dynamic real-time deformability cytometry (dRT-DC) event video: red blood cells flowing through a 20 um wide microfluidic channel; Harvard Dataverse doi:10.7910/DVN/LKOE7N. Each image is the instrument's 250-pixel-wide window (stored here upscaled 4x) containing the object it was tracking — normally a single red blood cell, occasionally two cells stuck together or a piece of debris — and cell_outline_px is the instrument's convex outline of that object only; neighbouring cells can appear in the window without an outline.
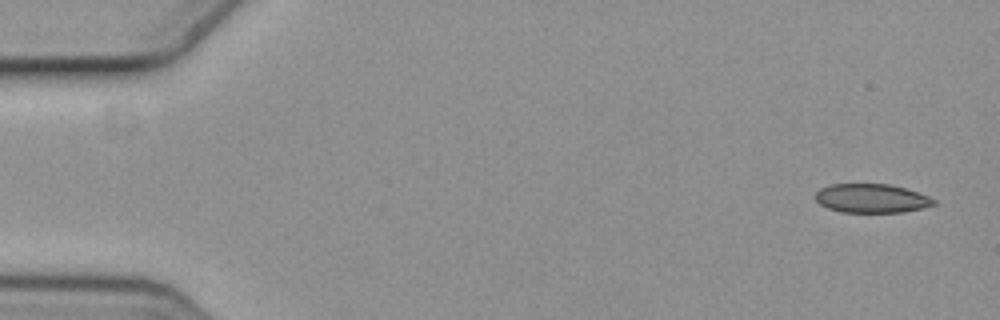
{"species": "common noctule bat (a hibernating species)", "species_latin": "Nyctalus noctula", "temperature_condition": "cold", "stored_images_in_passage": 8, "camera_frame_rate_fps": 3000, "um_per_image_px": 0.085, "animal": {"sex": "female", "body_mass_g": 19.3, "forearm_length_mm": 54.1}, "frame": {"image": 1, "passage_image": 1, "time_ms": 0.0, "image_size_px": [1000, 320], "cell_outline_px": [[936, 204], [904, 212], [840, 212], [828, 208], [820, 204], [816, 200], [816, 192], [820, 188], [832, 184], [888, 184], [904, 188], [928, 196], [936, 200]], "centroid_in_image_um": [74.06, 16.86], "position_along_channel_um": 10.9, "area_um2": 19.77}}
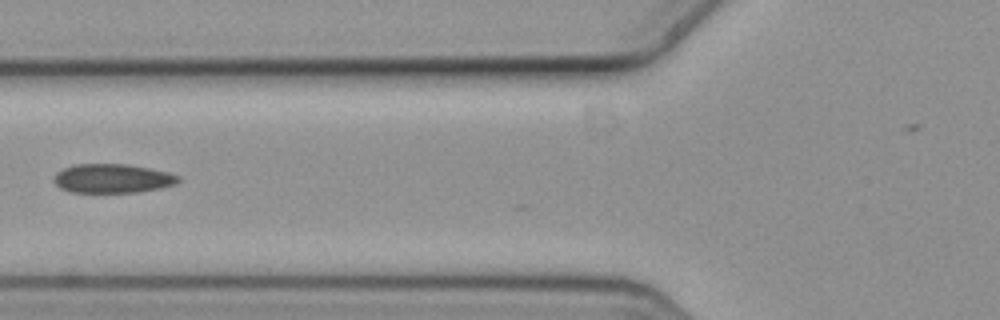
{"frame": {"image": 2, "passage_image": 6, "time_ms": 1.667, "image_size_px": [1000, 320], "cell_outline_px": [[180, 180], [176, 184], [160, 188], [136, 192], [72, 192], [60, 188], [52, 180], [56, 172], [72, 164], [128, 164], [168, 172], [180, 176]], "centroid_in_image_um": [9.54, 15.16], "position_along_channel_um": 116.3, "area_um2": 21.1}}
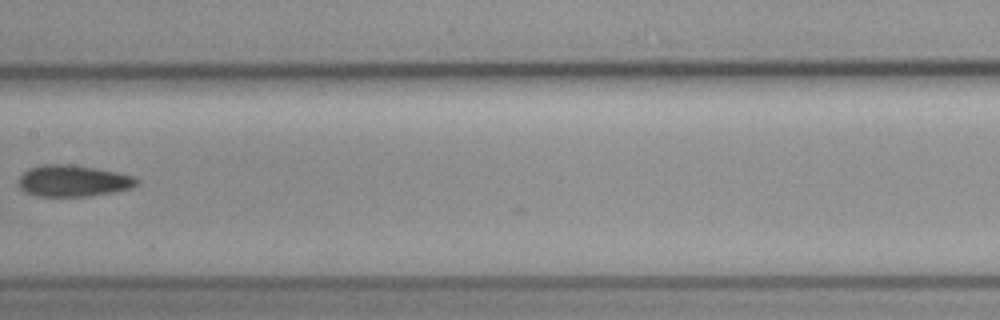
{"frame": {"image": 3, "passage_image": 8, "time_ms": 2.333, "image_size_px": [1000, 320], "cell_outline_px": [[140, 180], [132, 188], [92, 196], [36, 196], [20, 188], [20, 176], [28, 168], [44, 164], [72, 164], [96, 168], [116, 172], [132, 176]], "centroid_in_image_um": [6.23, 15.37], "position_along_channel_um": 201.2, "area_um2": 21.56}}